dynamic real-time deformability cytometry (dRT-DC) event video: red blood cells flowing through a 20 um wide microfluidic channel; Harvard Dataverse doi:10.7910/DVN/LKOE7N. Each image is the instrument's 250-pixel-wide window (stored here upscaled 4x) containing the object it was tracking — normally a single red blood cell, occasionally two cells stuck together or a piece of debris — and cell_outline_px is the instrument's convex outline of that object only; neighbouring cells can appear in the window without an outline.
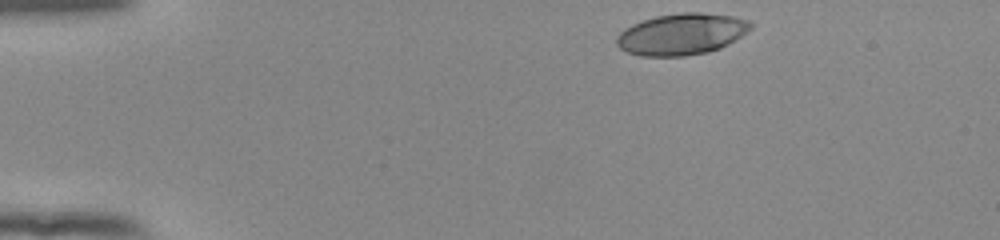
{"species": "human", "species_latin": "Homo sapiens", "temperature_condition": "room temperature", "stored_images_in_passage": 39, "camera_frame_rate_fps": 3000, "um_per_image_px": 0.085, "donor": {"sex": "female"}, "frame": {"image": 1, "passage_image": 1, "time_ms": 0.0, "image_size_px": [1000, 240], "cell_outline_px": [[752, 28], [748, 32], [736, 40], [720, 48], [708, 52], [684, 56], [640, 56], [624, 52], [616, 44], [616, 36], [624, 28], [632, 24], [656, 16], [680, 12], [700, 12], [732, 16], [752, 20]], "centroid_in_image_um": [57.94, 2.9], "position_along_channel_um": 27.1, "area_um2": 32.77}}
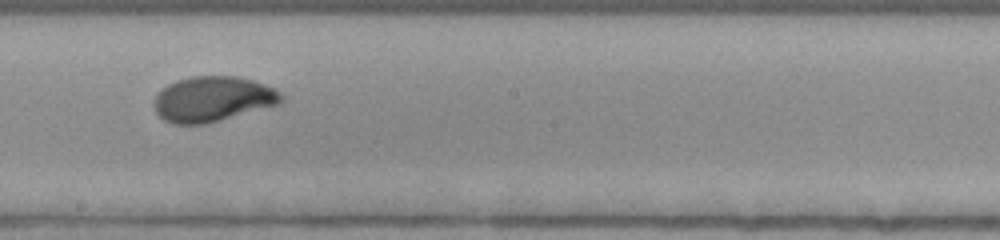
{"frame": {"image": 2, "passage_image": 23, "time_ms": 7.333, "image_size_px": [1000, 240], "cell_outline_px": [[284, 100], [276, 104], [208, 124], [172, 124], [164, 120], [156, 112], [156, 92], [168, 84], [176, 80], [192, 76], [236, 76], [252, 80], [276, 88], [284, 96]], "centroid_in_image_um": [18.08, 8.41], "position_along_channel_um": 230.1, "area_um2": 33.47}}
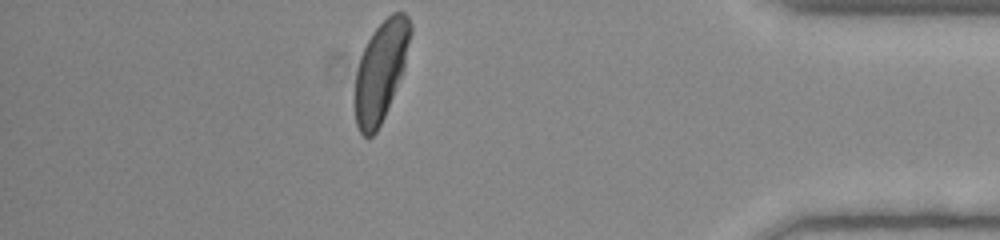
{"frame": {"image": 3, "passage_image": 39, "time_ms": 12.667, "image_size_px": [1000, 240], "cell_outline_px": [[412, 32], [404, 68], [384, 116], [376, 132], [372, 136], [364, 136], [360, 132], [356, 124], [352, 100], [356, 72], [360, 56], [372, 32], [392, 12], [404, 12], [408, 16], [412, 24]], "centroid_in_image_um": [32.34, 6.04], "position_along_channel_um": 402.9, "area_um2": 32.54}, "authors_computed_cell_mechanics": {"area_um2": 33.1194, "velocity_mm_per_s": 3.893, "shape_relaxation_time_tau1_ms": 2.5968, "shape_relaxation_time_tau2_ms": null, "deformation_change_tau1": 0.1533, "deformation_change_tau2": null}}